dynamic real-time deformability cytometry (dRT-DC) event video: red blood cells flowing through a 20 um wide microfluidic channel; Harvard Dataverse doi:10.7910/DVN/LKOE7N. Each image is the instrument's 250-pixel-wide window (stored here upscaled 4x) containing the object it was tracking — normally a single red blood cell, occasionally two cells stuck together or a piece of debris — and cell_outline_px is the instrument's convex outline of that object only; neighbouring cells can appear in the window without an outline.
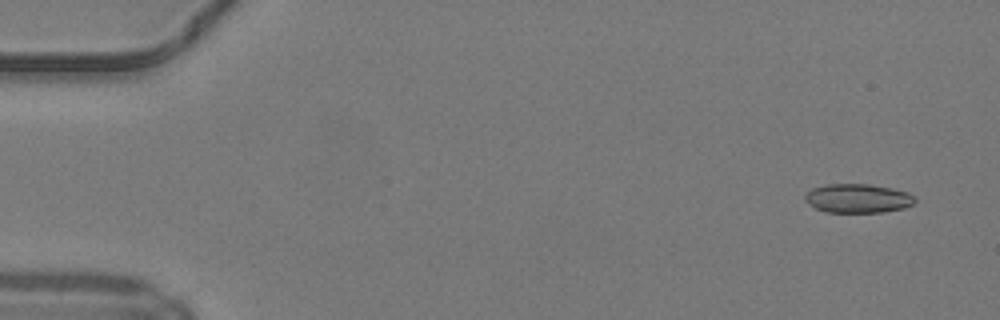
{"species": "common noctule bat (a hibernating species)", "species_latin": "Nyctalus noctula", "temperature_condition": "warm", "stored_images_in_passage": 49, "camera_frame_rate_fps": 3000, "um_per_image_px": 0.085, "animal": {"sex": "male", "body_mass_g": 19.2, "forearm_length_mm": 51.8}, "frame": {"image": 1, "passage_image": 3, "time_ms": 0.667, "image_size_px": [1000, 320], "cell_outline_px": [[916, 200], [912, 204], [904, 208], [884, 212], [824, 212], [816, 208], [804, 196], [812, 188], [828, 184], [868, 184], [892, 188], [908, 192], [916, 196]], "centroid_in_image_um": [72.98, 16.86], "position_along_channel_um": 12.0, "area_um2": 18.44}}
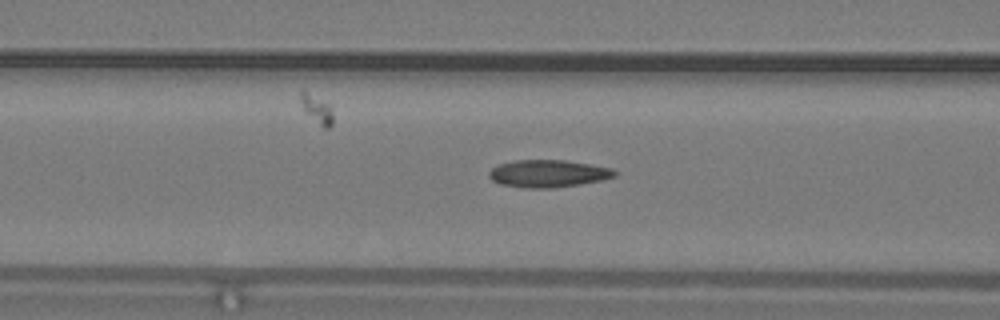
{"frame": {"image": 2, "passage_image": 20, "time_ms": 6.333, "image_size_px": [1000, 320], "cell_outline_px": [[616, 176], [604, 180], [556, 188], [524, 188], [500, 184], [492, 180], [488, 176], [488, 172], [492, 168], [500, 164], [516, 160], [564, 160], [612, 168], [616, 172]], "centroid_in_image_um": [46.59, 14.76], "position_along_channel_um": 120.0, "area_um2": 20.11}}
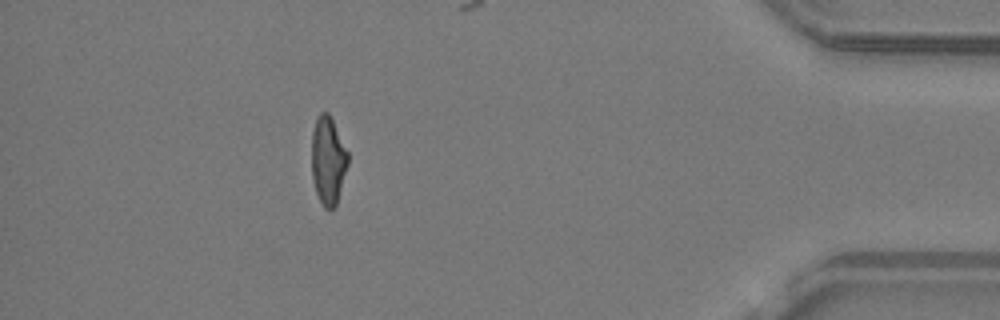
{"frame": {"image": 3, "passage_image": 44, "time_ms": 14.333, "image_size_px": [1000, 320], "cell_outline_px": [[348, 164], [336, 204], [332, 208], [324, 208], [316, 192], [312, 176], [312, 132], [316, 116], [320, 112], [328, 112], [348, 152]], "centroid_in_image_um": [27.87, 13.6], "position_along_channel_um": 407.3, "area_um2": 18.38}, "authors_computed_cell_mechanics": {"area_um2": 19.363, "velocity_mm_per_s": 4.2413, "shape_relaxation_time_tau1_ms": 8.8603, "shape_relaxation_time_tau2_ms": 2.6486, "deformation_change_tau1": 0.2517, "deformation_change_tau2": 0.1118}}